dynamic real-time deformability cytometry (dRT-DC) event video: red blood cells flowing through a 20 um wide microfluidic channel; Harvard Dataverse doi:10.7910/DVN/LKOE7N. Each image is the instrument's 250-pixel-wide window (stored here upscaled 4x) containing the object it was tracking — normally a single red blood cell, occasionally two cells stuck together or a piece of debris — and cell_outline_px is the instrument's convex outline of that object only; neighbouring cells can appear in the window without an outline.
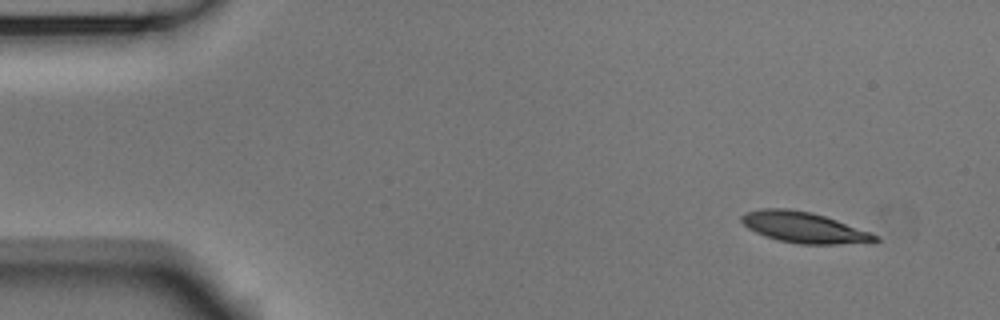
{"species": "Egyptian fruit bat (a non-hibernating species)", "species_latin": "Rousettus aegyptiacus", "temperature_condition": "room temperature", "stored_images_in_passage": 53, "camera_frame_rate_fps": 3000, "um_per_image_px": 0.085, "animal": {"sex": "male"}, "frame": {"image": 1, "passage_image": 4, "time_ms": 1.0, "image_size_px": [1000, 320], "cell_outline_px": [[880, 240], [872, 244], [800, 244], [776, 240], [764, 236], [748, 228], [740, 220], [740, 216], [744, 212], [760, 208], [788, 208], [812, 212], [872, 232], [880, 236]], "centroid_in_image_um": [68.39, 19.34], "position_along_channel_um": 16.6, "area_um2": 24.57}}
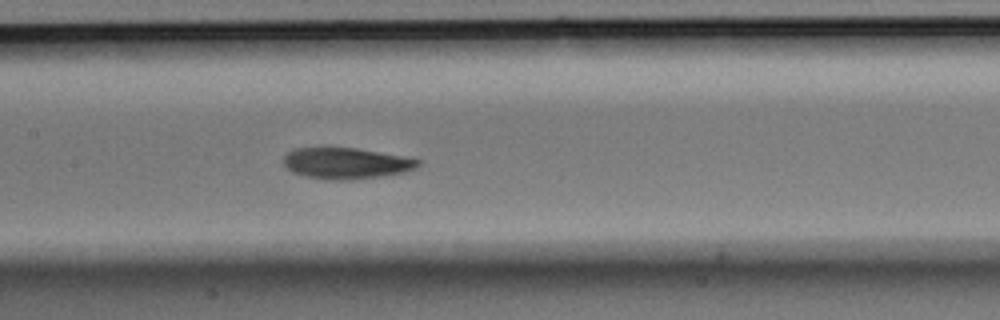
{"frame": {"image": 2, "passage_image": 25, "time_ms": 8.0, "image_size_px": [1000, 320], "cell_outline_px": [[420, 164], [416, 168], [404, 172], [380, 176], [352, 180], [328, 180], [308, 176], [292, 172], [284, 164], [284, 156], [288, 152], [296, 148], [356, 148], [400, 156], [420, 160]], "centroid_in_image_um": [29.41, 13.88], "position_along_channel_um": 178.0, "area_um2": 24.04}}
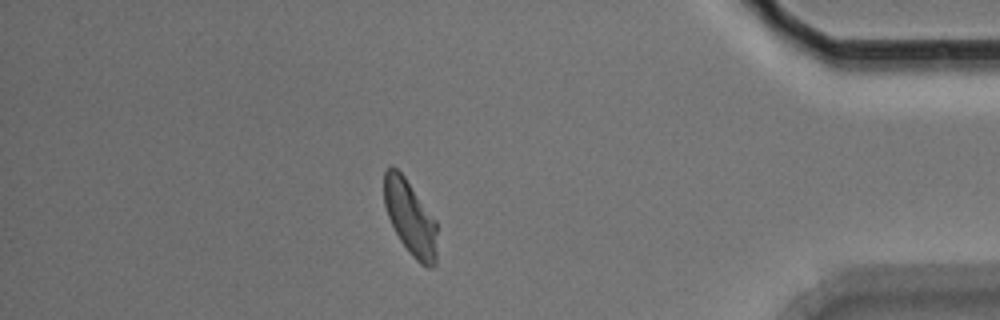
{"frame": {"image": 3, "passage_image": 46, "time_ms": 15.0, "image_size_px": [1000, 320], "cell_outline_px": [[436, 264], [432, 268], [428, 268], [420, 264], [412, 256], [400, 240], [388, 216], [384, 204], [384, 172], [392, 164], [404, 176], [436, 220]], "centroid_in_image_um": [34.87, 18.52], "position_along_channel_um": 400.3, "area_um2": 22.95}, "authors_computed_cell_mechanics": {"area_um2": 24.1026, "velocity_mm_per_s": 3.7214, "shape_relaxation_time_tau1_ms": 2.8391, "shape_relaxation_time_tau2_ms": 3.8729, "deformation_change_tau1": 0.1581, "deformation_change_tau2": 0.1022}}